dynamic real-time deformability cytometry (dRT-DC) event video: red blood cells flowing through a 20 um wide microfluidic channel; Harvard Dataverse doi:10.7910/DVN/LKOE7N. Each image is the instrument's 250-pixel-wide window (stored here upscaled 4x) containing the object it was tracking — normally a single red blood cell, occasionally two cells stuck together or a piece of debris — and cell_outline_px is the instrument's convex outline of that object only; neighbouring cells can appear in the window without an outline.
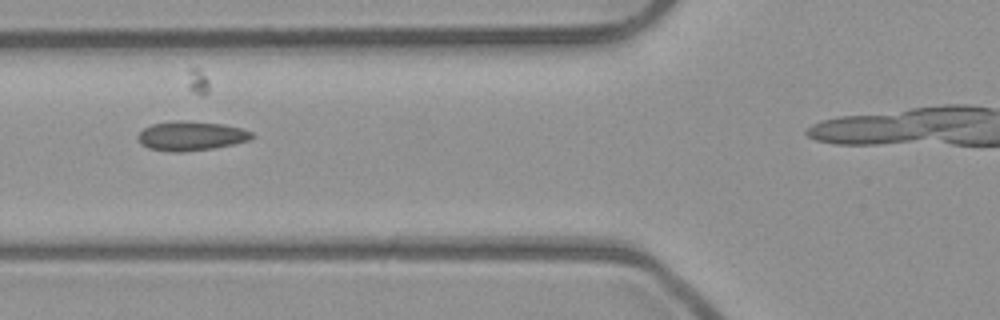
{"species": "common noctule bat (a hibernating species)", "species_latin": "Nyctalus noctula", "temperature_condition": "room temperature", "stored_images_in_passage": 7, "camera_frame_rate_fps": 3000, "um_per_image_px": 0.085, "animal": {"sex": "male", "body_mass_g": 23.1, "forearm_length_mm": 52.7}, "frame": {"image": 1, "passage_image": 6, "time_ms": 1.667, "image_size_px": [1000, 320], "cell_outline_px": [[256, 136], [248, 140], [232, 144], [212, 148], [184, 152], [172, 152], [148, 148], [140, 144], [136, 136], [144, 128], [152, 124], [176, 120], [180, 120], [224, 124], [244, 128], [252, 132]], "centroid_in_image_um": [16.23, 11.55], "position_along_channel_um": 109.6, "area_um2": 19.59}}